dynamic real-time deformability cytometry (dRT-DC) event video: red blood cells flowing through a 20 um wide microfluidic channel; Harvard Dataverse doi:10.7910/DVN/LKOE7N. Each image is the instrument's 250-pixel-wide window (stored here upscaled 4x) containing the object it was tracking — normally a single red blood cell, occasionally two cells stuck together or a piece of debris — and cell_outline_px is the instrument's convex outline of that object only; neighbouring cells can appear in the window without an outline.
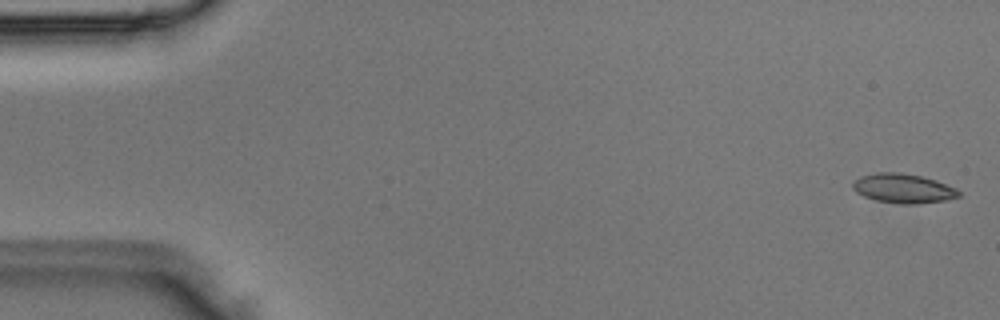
{"species": "Egyptian fruit bat (a non-hibernating species)", "species_latin": "Rousettus aegyptiacus", "temperature_condition": "room temperature", "stored_images_in_passage": 4, "camera_frame_rate_fps": 3000, "um_per_image_px": 0.085, "animal": {"sex": "male"}, "frame": {"image": 1, "passage_image": 1, "time_ms": 0.0, "image_size_px": [1000, 320], "cell_outline_px": [[960, 196], [944, 200], [916, 204], [900, 204], [876, 200], [864, 196], [856, 192], [852, 188], [852, 184], [860, 176], [876, 172], [900, 172], [920, 176], [936, 180], [956, 188], [960, 192]], "centroid_in_image_um": [76.76, 16.01], "position_along_channel_um": 8.2, "area_um2": 18.09}}